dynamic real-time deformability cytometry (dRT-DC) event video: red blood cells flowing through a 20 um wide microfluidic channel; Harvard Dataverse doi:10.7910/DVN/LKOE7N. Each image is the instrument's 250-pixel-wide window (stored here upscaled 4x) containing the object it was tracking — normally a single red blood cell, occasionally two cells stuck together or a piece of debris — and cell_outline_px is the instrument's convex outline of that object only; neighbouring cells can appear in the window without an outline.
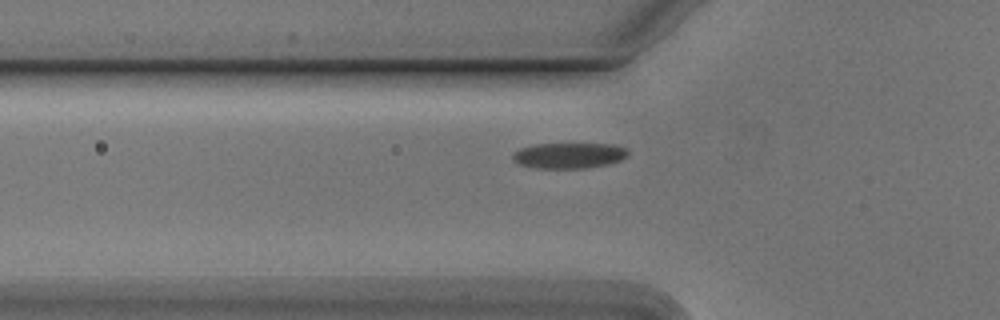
{"species": "Egyptian fruit bat (a non-hibernating species)", "species_latin": "Rousettus aegyptiacus", "temperature_condition": "cold", "stored_images_in_passage": 40, "camera_frame_rate_fps": 3000, "um_per_image_px": 0.085, "animal": {"sex": "male"}, "frame": {"image": 1, "passage_image": 5, "time_ms": 1.333, "image_size_px": [1000, 320], "cell_outline_px": [[628, 156], [620, 160], [608, 164], [584, 168], [536, 168], [520, 164], [512, 160], [512, 152], [520, 148], [532, 144], [612, 144], [628, 148]], "centroid_in_image_um": [48.35, 13.21], "position_along_channel_um": 77.5, "area_um2": 17.34}}
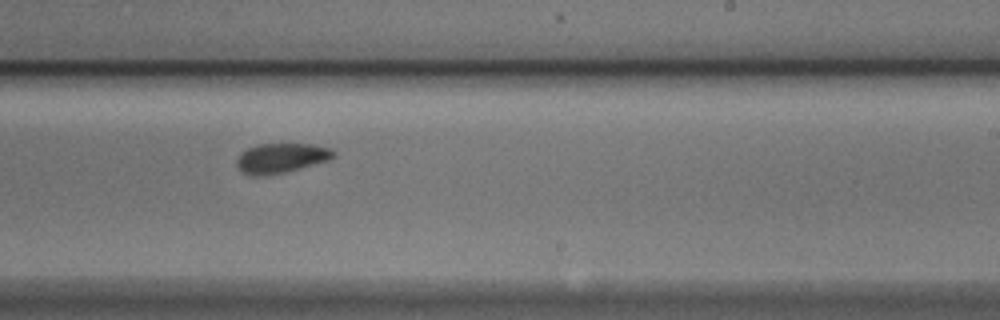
{"frame": {"image": 2, "passage_image": 20, "time_ms": 6.333, "image_size_px": [1000, 320], "cell_outline_px": [[336, 156], [328, 160], [284, 172], [264, 176], [252, 176], [240, 172], [236, 164], [236, 160], [240, 152], [256, 144], [312, 144], [332, 148], [336, 152]], "centroid_in_image_um": [23.86, 13.43], "position_along_channel_um": 265.1, "area_um2": 16.94}}
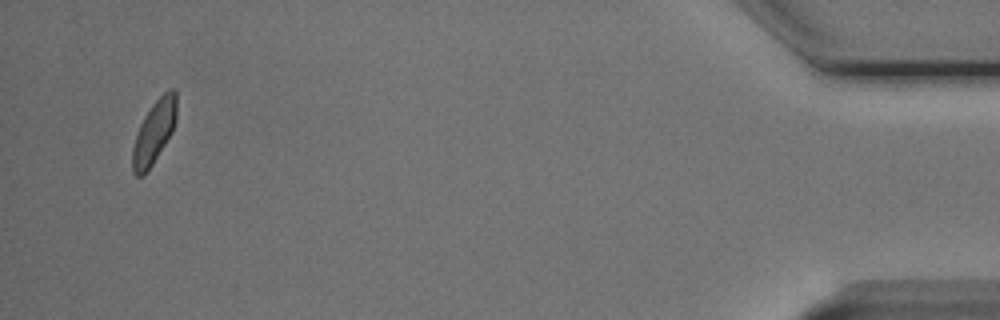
{"frame": {"image": 3, "passage_image": 39, "time_ms": 12.667, "image_size_px": [1000, 320], "cell_outline_px": [[176, 120], [172, 132], [152, 164], [144, 176], [136, 176], [132, 172], [132, 148], [140, 124], [144, 116], [152, 104], [168, 88], [176, 88]], "centroid_in_image_um": [13.09, 11.21], "position_along_channel_um": 422.1, "area_um2": 16.18}}